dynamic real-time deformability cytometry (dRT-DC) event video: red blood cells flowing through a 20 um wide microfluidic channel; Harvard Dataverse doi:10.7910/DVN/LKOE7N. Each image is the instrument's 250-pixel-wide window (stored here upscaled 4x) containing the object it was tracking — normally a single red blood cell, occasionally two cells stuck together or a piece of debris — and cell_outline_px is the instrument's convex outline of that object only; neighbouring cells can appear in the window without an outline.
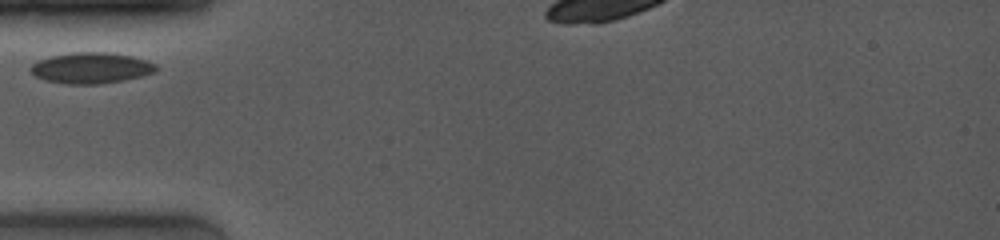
{"species": "common noctule bat (a hibernating species)", "species_latin": "Nyctalus noctula", "temperature_condition": "room temperature", "stored_images_in_passage": 2, "camera_frame_rate_fps": 4000, "um_per_image_px": 0.085, "animal": {"sex": "female", "body_mass_g": 19.0, "forearm_length_mm": 53.3}, "frame": {"image": 1, "passage_image": 1, "time_ms": 0.0, "image_size_px": [1000, 240], "cell_outline_px": [[160, 68], [156, 72], [124, 80], [100, 84], [64, 84], [44, 80], [36, 76], [28, 68], [32, 64], [40, 60], [52, 56], [72, 52], [108, 52], [132, 56], [156, 64]], "centroid_in_image_um": [7.76, 5.78], "position_along_channel_um": 77.2, "area_um2": 22.66}}